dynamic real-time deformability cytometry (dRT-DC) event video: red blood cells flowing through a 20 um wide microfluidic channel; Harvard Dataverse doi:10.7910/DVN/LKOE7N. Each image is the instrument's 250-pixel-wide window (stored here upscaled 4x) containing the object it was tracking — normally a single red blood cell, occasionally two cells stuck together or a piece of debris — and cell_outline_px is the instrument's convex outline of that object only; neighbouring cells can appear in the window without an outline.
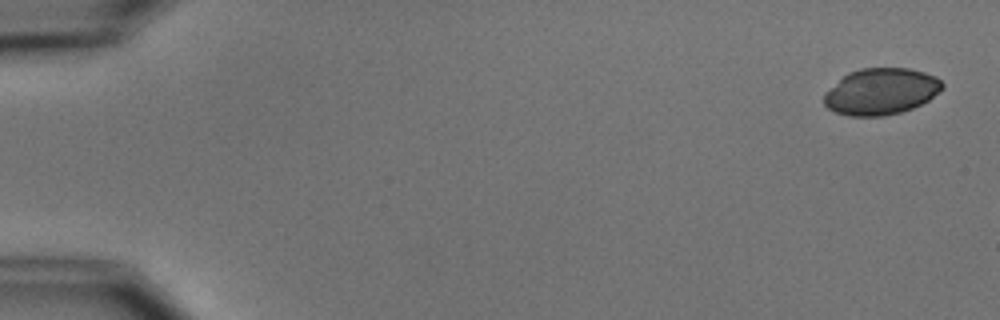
{"species": "common noctule bat (a hibernating species)", "species_latin": "Nyctalus noctula", "temperature_condition": "cold", "stored_images_in_passage": 3, "camera_frame_rate_fps": 3000, "um_per_image_px": 0.085, "animal": {"sex": "male", "body_mass_g": 15.6}, "frame": {"image": 1, "passage_image": 1, "time_ms": 0.0, "image_size_px": [1000, 320], "cell_outline_px": [[944, 88], [928, 100], [912, 108], [900, 112], [884, 116], [848, 116], [836, 112], [828, 108], [824, 104], [824, 92], [848, 72], [860, 68], [908, 68], [924, 72], [936, 76], [944, 84]], "centroid_in_image_um": [74.88, 7.77], "position_along_channel_um": 10.1, "area_um2": 32.08}}